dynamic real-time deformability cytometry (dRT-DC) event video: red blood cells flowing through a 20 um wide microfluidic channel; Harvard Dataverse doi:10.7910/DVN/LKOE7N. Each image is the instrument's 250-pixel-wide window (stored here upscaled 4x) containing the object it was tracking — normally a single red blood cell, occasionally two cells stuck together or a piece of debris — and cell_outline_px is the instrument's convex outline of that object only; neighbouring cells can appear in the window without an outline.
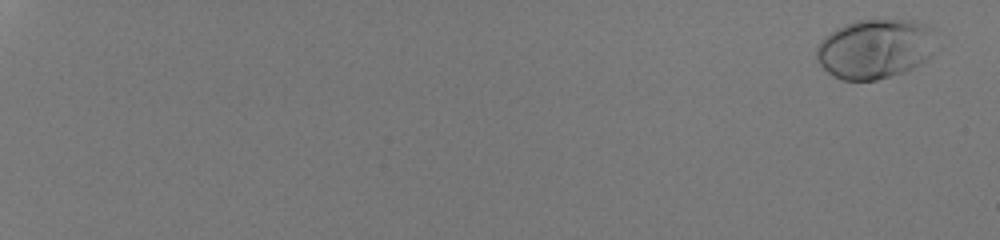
{"species": "human", "species_latin": "Homo sapiens", "temperature_condition": "room temperature", "stored_images_in_passage": 57, "camera_frame_rate_fps": 3000, "um_per_image_px": 0.085, "donor": {"sex": "male"}, "frame": {"image": 1, "passage_image": 3, "time_ms": 0.667, "image_size_px": [1000, 240], "cell_outline_px": [[932, 56], [920, 64], [904, 72], [876, 80], [844, 80], [832, 76], [816, 60], [816, 48], [824, 36], [836, 28], [844, 24], [856, 20], [916, 20], [932, 28]], "centroid_in_image_um": [74.34, 4.15], "position_along_channel_um": 10.7, "area_um2": 41.5}}
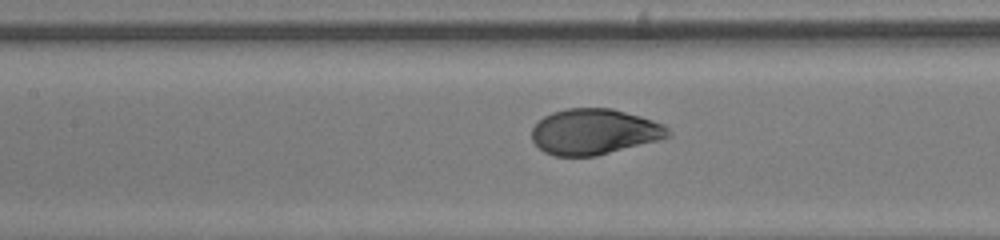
{"frame": {"image": 2, "passage_image": 33, "time_ms": 10.667, "image_size_px": [1000, 240], "cell_outline_px": [[672, 136], [660, 140], [596, 156], [556, 156], [544, 152], [532, 140], [532, 128], [544, 116], [552, 112], [568, 108], [612, 108], [640, 116], [664, 124], [672, 132]], "centroid_in_image_um": [50.54, 11.2], "position_along_channel_um": 156.9, "area_um2": 36.41}}
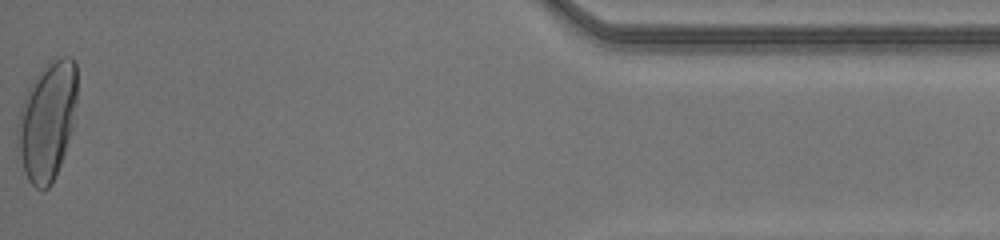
{"frame": {"image": 3, "passage_image": 57, "time_ms": 18.667, "image_size_px": [1000, 240], "cell_outline_px": [[76, 100], [72, 128], [60, 164], [52, 184], [44, 192], [40, 192], [28, 180], [24, 172], [20, 152], [20, 112], [28, 88], [32, 80], [48, 60], [52, 56], [68, 56], [76, 60]], "centroid_in_image_um": [4.05, 10.22], "position_along_channel_um": 431.1, "area_um2": 40.52}, "authors_computed_cell_mechanics": {"area_um2": 37.1654, "velocity_mm_per_s": 4.1595, "shape_relaxation_time_tau1_ms": 3.1254, "shape_relaxation_time_tau2_ms": null, "deformation_change_tau1": 0.1825, "deformation_change_tau2": null}}